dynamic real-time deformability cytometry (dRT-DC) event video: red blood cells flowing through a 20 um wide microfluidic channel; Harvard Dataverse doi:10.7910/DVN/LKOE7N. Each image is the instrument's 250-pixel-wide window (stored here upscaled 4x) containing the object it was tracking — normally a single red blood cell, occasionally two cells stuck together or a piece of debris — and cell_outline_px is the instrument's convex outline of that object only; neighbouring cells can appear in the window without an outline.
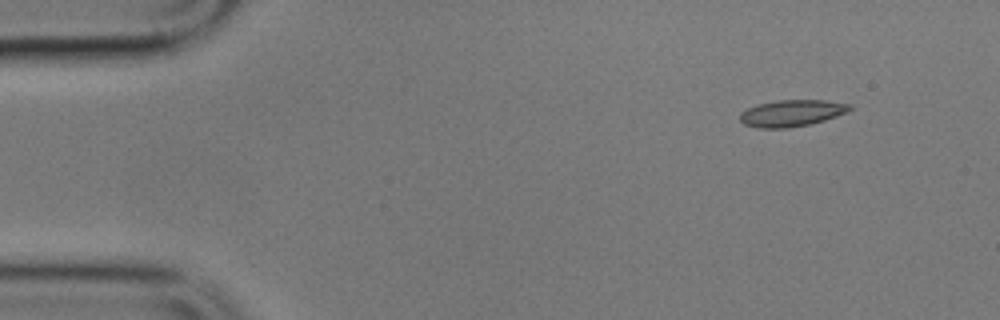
{"species": "common noctule bat (a hibernating species)", "species_latin": "Nyctalus noctula", "temperature_condition": "cold", "stored_images_in_passage": 4, "camera_frame_rate_fps": 3000, "um_per_image_px": 0.085, "animal": {"sex": "male", "body_mass_g": 17.9}, "frame": {"image": 1, "passage_image": 4, "time_ms": 7.0, "image_size_px": [1000, 320], "cell_outline_px": [[852, 108], [848, 112], [824, 120], [808, 124], [788, 128], [760, 128], [744, 124], [740, 120], [740, 112], [756, 104], [776, 100], [824, 100], [852, 104]], "centroid_in_image_um": [67.29, 9.6], "position_along_channel_um": 17.7, "area_um2": 17.05}}